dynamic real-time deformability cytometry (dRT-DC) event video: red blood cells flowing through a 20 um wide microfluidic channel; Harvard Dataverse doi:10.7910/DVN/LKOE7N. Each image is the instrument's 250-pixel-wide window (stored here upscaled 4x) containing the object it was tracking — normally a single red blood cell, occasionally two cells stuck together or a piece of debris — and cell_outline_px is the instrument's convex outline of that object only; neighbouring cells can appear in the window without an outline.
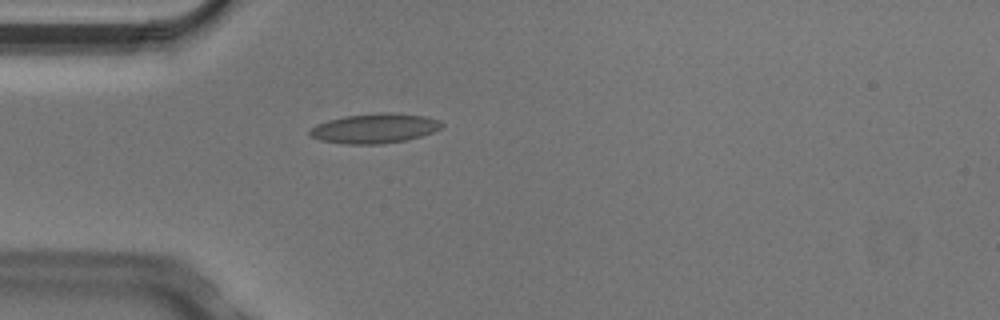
{"species": "Egyptian fruit bat (a non-hibernating species)", "species_latin": "Rousettus aegyptiacus", "temperature_condition": "cold", "stored_images_in_passage": 4, "camera_frame_rate_fps": 3000, "um_per_image_px": 0.085, "animal": {"sex": "male"}, "frame": {"image": 1, "passage_image": 4, "time_ms": 1.0, "image_size_px": [1000, 320], "cell_outline_px": [[444, 124], [440, 128], [432, 132], [420, 136], [404, 140], [380, 144], [348, 144], [320, 140], [308, 136], [308, 132], [316, 124], [328, 120], [344, 116], [380, 112], [392, 112], [424, 116], [440, 120]], "centroid_in_image_um": [31.82, 10.9], "position_along_channel_um": 53.2, "area_um2": 22.83}}